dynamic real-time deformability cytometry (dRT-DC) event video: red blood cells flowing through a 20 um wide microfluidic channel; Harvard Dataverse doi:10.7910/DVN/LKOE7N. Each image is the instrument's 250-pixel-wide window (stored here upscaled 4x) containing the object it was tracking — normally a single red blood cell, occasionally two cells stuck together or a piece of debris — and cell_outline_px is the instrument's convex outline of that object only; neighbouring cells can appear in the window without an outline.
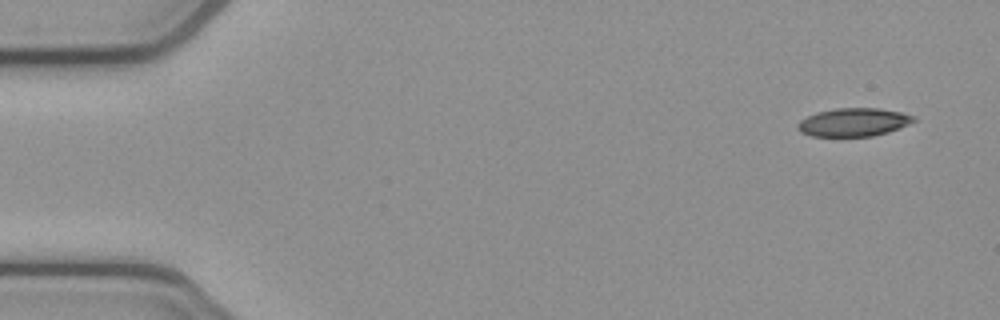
{"species": "common noctule bat (a hibernating species)", "species_latin": "Nyctalus noctula", "temperature_condition": "cold", "stored_images_in_passage": 6, "camera_frame_rate_fps": 3000, "um_per_image_px": 0.085, "animal": {"sex": "female", "body_mass_g": 21.9}, "frame": {"image": 1, "passage_image": 1, "time_ms": 0.0, "image_size_px": [1000, 320], "cell_outline_px": [[916, 120], [900, 128], [888, 132], [872, 136], [812, 136], [800, 132], [796, 128], [796, 124], [800, 120], [816, 112], [836, 108], [880, 108], [900, 112], [916, 116]], "centroid_in_image_um": [72.54, 10.38], "position_along_channel_um": 12.5, "area_um2": 19.19}}
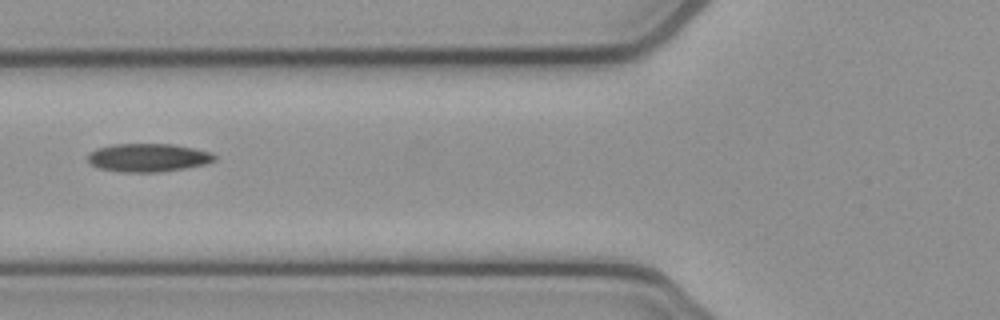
{"frame": {"image": 2, "passage_image": 5, "time_ms": 1.333, "image_size_px": [1000, 320], "cell_outline_px": [[216, 160], [204, 164], [184, 168], [160, 172], [116, 172], [96, 168], [88, 164], [88, 156], [96, 148], [112, 144], [172, 144], [196, 148], [212, 152], [216, 156]], "centroid_in_image_um": [12.56, 13.4], "position_along_channel_um": 113.2, "area_um2": 21.15}}
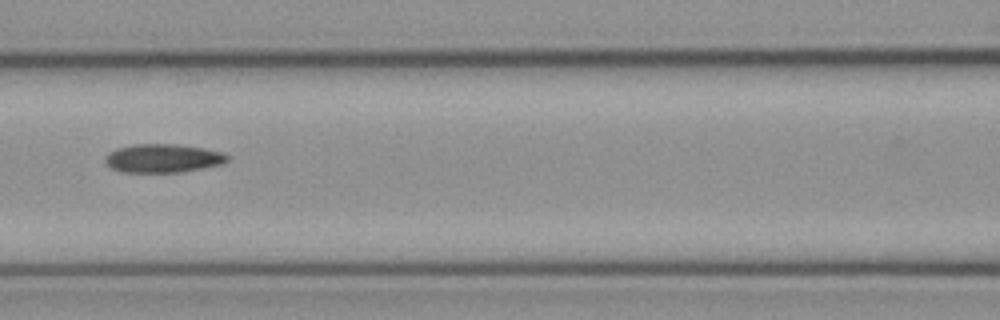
{"frame": {"image": 3, "passage_image": 6, "time_ms": 1.667, "image_size_px": [1000, 320], "cell_outline_px": [[232, 156], [228, 160], [220, 164], [180, 172], [120, 172], [112, 168], [104, 160], [104, 156], [108, 152], [116, 148], [132, 144], [176, 144], [204, 148], [224, 152]], "centroid_in_image_um": [13.84, 13.44], "position_along_channel_um": 152.8, "area_um2": 20.46}}